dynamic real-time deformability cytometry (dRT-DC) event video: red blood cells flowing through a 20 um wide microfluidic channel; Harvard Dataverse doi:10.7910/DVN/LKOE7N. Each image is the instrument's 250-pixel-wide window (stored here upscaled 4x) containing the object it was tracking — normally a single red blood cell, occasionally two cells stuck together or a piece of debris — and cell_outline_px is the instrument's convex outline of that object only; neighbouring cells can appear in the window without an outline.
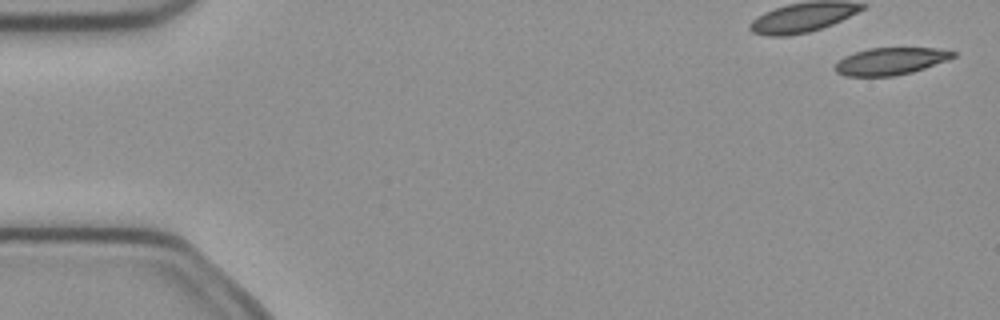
{"species": "common noctule bat (a hibernating species)", "species_latin": "Nyctalus noctula", "temperature_condition": "cold", "stored_images_in_passage": 5, "camera_frame_rate_fps": 3000, "um_per_image_px": 0.085, "animal": {"sex": "female", "body_mass_g": 21.9}, "frame": {"image": 1, "passage_image": 1, "time_ms": 0.0, "image_size_px": [1000, 320], "cell_outline_px": [[956, 56], [948, 60], [912, 72], [896, 76], [844, 76], [836, 72], [836, 64], [844, 56], [868, 48], [936, 48], [956, 52]], "centroid_in_image_um": [75.71, 5.2], "position_along_channel_um": 9.3, "area_um2": 18.61}}